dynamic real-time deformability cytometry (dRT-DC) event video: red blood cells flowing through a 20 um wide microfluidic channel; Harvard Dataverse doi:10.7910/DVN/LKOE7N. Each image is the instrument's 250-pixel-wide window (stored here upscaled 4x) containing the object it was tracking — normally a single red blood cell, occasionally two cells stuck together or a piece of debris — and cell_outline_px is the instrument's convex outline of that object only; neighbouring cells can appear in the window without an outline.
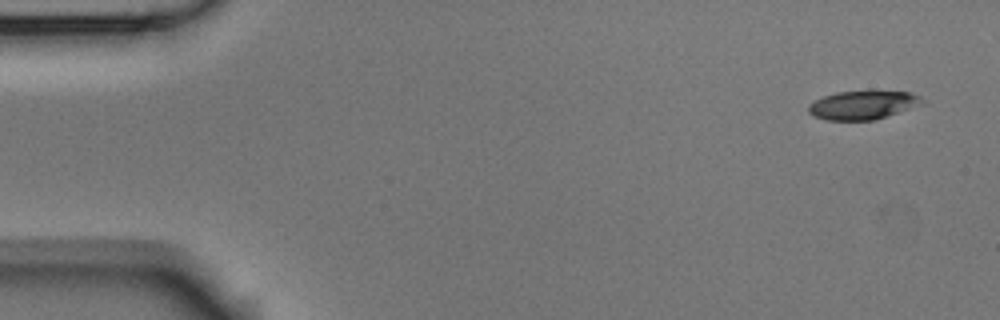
{"species": "Egyptian fruit bat (a non-hibernating species)", "species_latin": "Rousettus aegyptiacus", "temperature_condition": "room temperature", "stored_images_in_passage": 5, "camera_frame_rate_fps": 3000, "um_per_image_px": 0.085, "animal": {"sex": "male"}, "frame": {"image": 1, "passage_image": 1, "time_ms": 0.0, "image_size_px": [1000, 320], "cell_outline_px": [[924, 104], [888, 116], [872, 120], [828, 120], [812, 116], [808, 112], [808, 104], [824, 96], [836, 92], [868, 88], [872, 88], [912, 92], [920, 96], [924, 100]], "centroid_in_image_um": [73.4, 8.87], "position_along_channel_um": 11.6, "area_um2": 20.0}}
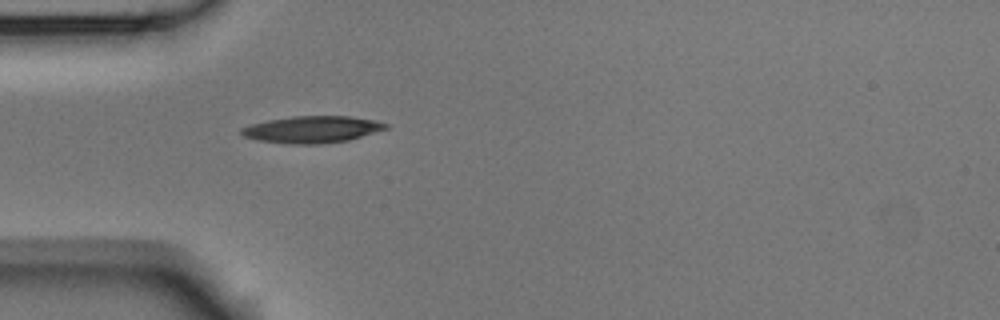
{"frame": {"image": 2, "passage_image": 5, "time_ms": 1.333, "image_size_px": [1000, 320], "cell_outline_px": [[388, 128], [348, 140], [320, 144], [292, 144], [256, 140], [244, 136], [240, 132], [240, 128], [252, 124], [268, 120], [292, 116], [348, 116], [376, 120], [388, 124]], "centroid_in_image_um": [26.52, 11.0], "position_along_channel_um": 58.5, "area_um2": 22.48}}